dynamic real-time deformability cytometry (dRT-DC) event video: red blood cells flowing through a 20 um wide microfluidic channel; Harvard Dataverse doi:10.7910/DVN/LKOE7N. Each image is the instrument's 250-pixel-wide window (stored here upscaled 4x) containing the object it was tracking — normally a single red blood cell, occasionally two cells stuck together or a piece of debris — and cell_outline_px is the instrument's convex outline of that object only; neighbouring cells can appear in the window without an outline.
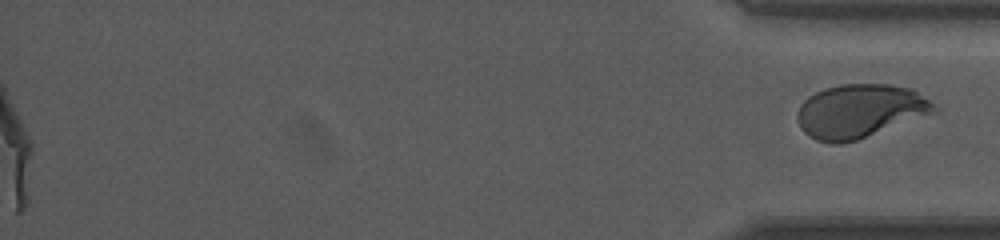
{"species": "human", "species_latin": "Homo sapiens", "temperature_condition": "room temperature", "stored_images_in_passage": 54, "segment_of_instrument_passage": [2, 2], "camera_frame_rate_fps": 3000, "um_per_image_px": 0.085, "donor": {"sex": "female"}, "frame": {"image": 1, "passage_image": 54, "time_ms": 17.667, "image_size_px": [1000, 240], "cell_outline_px": [[940, 112], [856, 140], [840, 144], [836, 144], [816, 140], [808, 136], [800, 128], [796, 116], [800, 104], [808, 96], [816, 92], [828, 88], [844, 84], [888, 84], [912, 88], [940, 108]], "centroid_in_image_um": [73.13, 9.45], "position_along_channel_um": 362.1, "area_um2": 43.12}}